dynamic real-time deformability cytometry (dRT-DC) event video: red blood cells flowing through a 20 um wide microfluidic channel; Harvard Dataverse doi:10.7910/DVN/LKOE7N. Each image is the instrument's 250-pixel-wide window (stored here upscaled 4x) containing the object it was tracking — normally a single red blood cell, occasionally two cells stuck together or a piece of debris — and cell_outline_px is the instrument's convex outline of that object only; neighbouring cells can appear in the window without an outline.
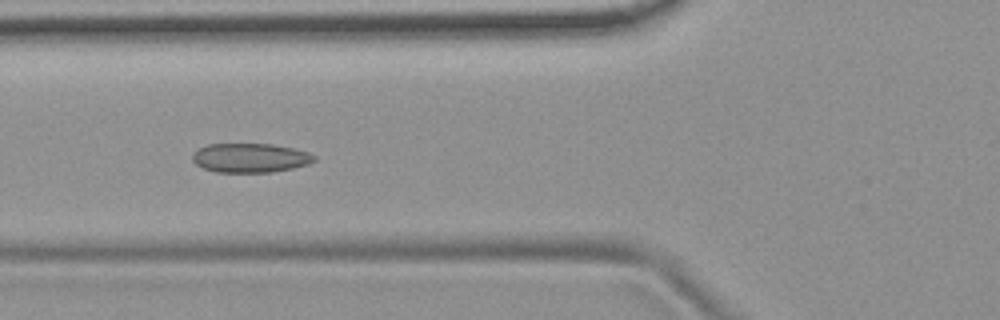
{"species": "common noctule bat (a hibernating species)", "species_latin": "Nyctalus noctula", "temperature_condition": "room temperature", "stored_images_in_passage": 37, "camera_frame_rate_fps": 3000, "um_per_image_px": 0.085, "animal": {"sex": "female", "body_mass_g": 19.9}, "frame": {"image": 1, "passage_image": 14, "time_ms": 4.333, "image_size_px": [1000, 320], "cell_outline_px": [[316, 160], [308, 164], [292, 168], [272, 172], [216, 172], [204, 168], [196, 164], [192, 160], [192, 156], [200, 148], [208, 144], [272, 144], [292, 148], [308, 152], [316, 156]], "centroid_in_image_um": [21.29, 13.42], "position_along_channel_um": 104.5, "area_um2": 20.58}}
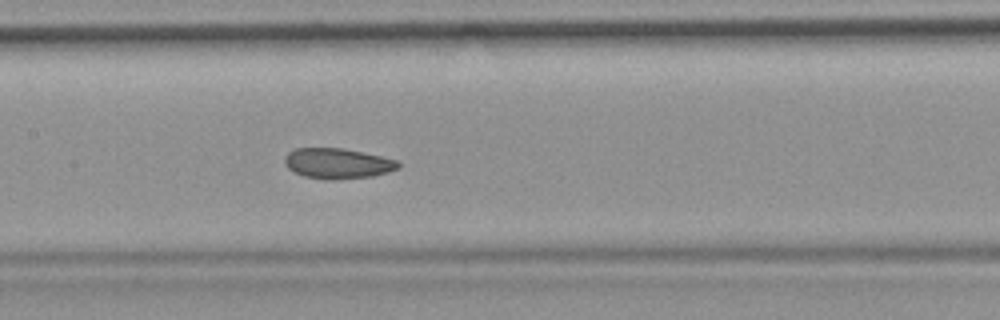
{"frame": {"image": 2, "passage_image": 20, "time_ms": 6.333, "image_size_px": [1000, 320], "cell_outline_px": [[400, 168], [388, 172], [372, 176], [332, 180], [324, 180], [304, 176], [288, 168], [284, 164], [284, 156], [288, 152], [296, 148], [344, 148], [380, 156], [396, 160], [400, 164]], "centroid_in_image_um": [28.67, 13.89], "position_along_channel_um": 178.7, "area_um2": 20.17}}
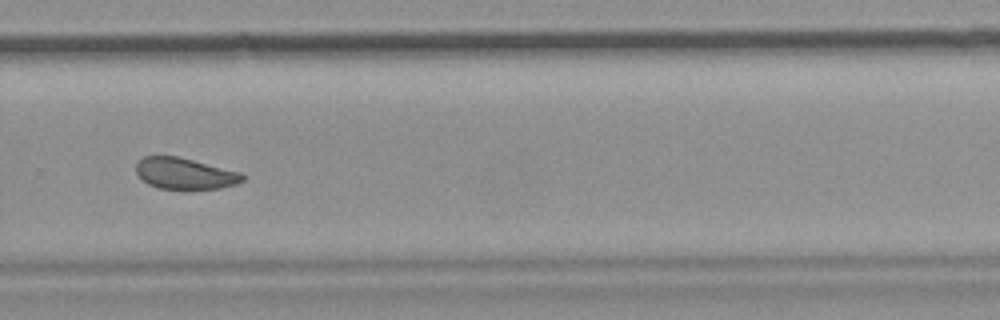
{"frame": {"image": 3, "passage_image": 31, "time_ms": 10.0, "image_size_px": [1000, 320], "cell_outline_px": [[244, 180], [236, 184], [220, 188], [160, 188], [148, 184], [136, 172], [136, 164], [144, 156], [180, 156], [240, 172], [244, 176]], "centroid_in_image_um": [15.72, 14.73], "position_along_channel_um": 314.1, "area_um2": 19.13}, "authors_computed_cell_mechanics": {"area_um2": 20.5768, "velocity_mm_per_s": 3.7077, "shape_relaxation_time_tau1_ms": null, "shape_relaxation_time_tau2_ms": 2.7781, "deformation_change_tau1": null, "deformation_change_tau2": 0.0566}}